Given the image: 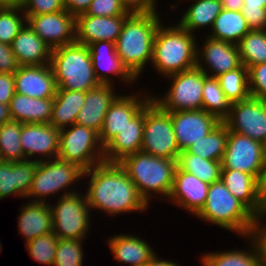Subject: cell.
<instances>
[{"instance_id":"cell-8","label":"cell","mask_w":266,"mask_h":266,"mask_svg":"<svg viewBox=\"0 0 266 266\" xmlns=\"http://www.w3.org/2000/svg\"><path fill=\"white\" fill-rule=\"evenodd\" d=\"M50 199L53 233L57 238L86 240L91 227L92 213L85 193L78 191L77 193L58 197L55 204H52Z\"/></svg>"},{"instance_id":"cell-4","label":"cell","mask_w":266,"mask_h":266,"mask_svg":"<svg viewBox=\"0 0 266 266\" xmlns=\"http://www.w3.org/2000/svg\"><path fill=\"white\" fill-rule=\"evenodd\" d=\"M118 163L149 206L153 198L160 199L161 197L163 201L168 199L177 168V160L160 158L138 151L126 156Z\"/></svg>"},{"instance_id":"cell-50","label":"cell","mask_w":266,"mask_h":266,"mask_svg":"<svg viewBox=\"0 0 266 266\" xmlns=\"http://www.w3.org/2000/svg\"><path fill=\"white\" fill-rule=\"evenodd\" d=\"M19 67L11 46L0 42V73L14 74Z\"/></svg>"},{"instance_id":"cell-30","label":"cell","mask_w":266,"mask_h":266,"mask_svg":"<svg viewBox=\"0 0 266 266\" xmlns=\"http://www.w3.org/2000/svg\"><path fill=\"white\" fill-rule=\"evenodd\" d=\"M192 2L190 6H187L188 8L185 10V12L183 11V14L179 18L180 20L177 22V24L195 35L198 30H203V28L204 30L209 29L210 31L213 27L216 17L223 9L221 1L192 0Z\"/></svg>"},{"instance_id":"cell-10","label":"cell","mask_w":266,"mask_h":266,"mask_svg":"<svg viewBox=\"0 0 266 266\" xmlns=\"http://www.w3.org/2000/svg\"><path fill=\"white\" fill-rule=\"evenodd\" d=\"M57 158L73 162L85 171L105 162L104 146L100 142L99 133L76 123L61 129Z\"/></svg>"},{"instance_id":"cell-20","label":"cell","mask_w":266,"mask_h":266,"mask_svg":"<svg viewBox=\"0 0 266 266\" xmlns=\"http://www.w3.org/2000/svg\"><path fill=\"white\" fill-rule=\"evenodd\" d=\"M209 186L210 184L177 167L167 200L195 217L206 203Z\"/></svg>"},{"instance_id":"cell-22","label":"cell","mask_w":266,"mask_h":266,"mask_svg":"<svg viewBox=\"0 0 266 266\" xmlns=\"http://www.w3.org/2000/svg\"><path fill=\"white\" fill-rule=\"evenodd\" d=\"M15 93L33 98H54L57 91L50 64L20 66L14 73Z\"/></svg>"},{"instance_id":"cell-47","label":"cell","mask_w":266,"mask_h":266,"mask_svg":"<svg viewBox=\"0 0 266 266\" xmlns=\"http://www.w3.org/2000/svg\"><path fill=\"white\" fill-rule=\"evenodd\" d=\"M25 16H37L64 10L63 0H24L22 6Z\"/></svg>"},{"instance_id":"cell-36","label":"cell","mask_w":266,"mask_h":266,"mask_svg":"<svg viewBox=\"0 0 266 266\" xmlns=\"http://www.w3.org/2000/svg\"><path fill=\"white\" fill-rule=\"evenodd\" d=\"M177 167L182 171L193 174L208 184L220 180L222 168L220 161L204 159L189 153L187 150L180 152L177 159Z\"/></svg>"},{"instance_id":"cell-12","label":"cell","mask_w":266,"mask_h":266,"mask_svg":"<svg viewBox=\"0 0 266 266\" xmlns=\"http://www.w3.org/2000/svg\"><path fill=\"white\" fill-rule=\"evenodd\" d=\"M221 169H235L254 175L266 166V146L245 135L228 130L227 147Z\"/></svg>"},{"instance_id":"cell-43","label":"cell","mask_w":266,"mask_h":266,"mask_svg":"<svg viewBox=\"0 0 266 266\" xmlns=\"http://www.w3.org/2000/svg\"><path fill=\"white\" fill-rule=\"evenodd\" d=\"M84 240L58 239L53 266H83Z\"/></svg>"},{"instance_id":"cell-39","label":"cell","mask_w":266,"mask_h":266,"mask_svg":"<svg viewBox=\"0 0 266 266\" xmlns=\"http://www.w3.org/2000/svg\"><path fill=\"white\" fill-rule=\"evenodd\" d=\"M216 78L231 104L250 97L248 69L243 64L237 69L220 74Z\"/></svg>"},{"instance_id":"cell-17","label":"cell","mask_w":266,"mask_h":266,"mask_svg":"<svg viewBox=\"0 0 266 266\" xmlns=\"http://www.w3.org/2000/svg\"><path fill=\"white\" fill-rule=\"evenodd\" d=\"M87 46L90 51L96 78L100 84L114 85L115 80L128 86L130 83H137L136 80L138 81V79L128 70L118 56L115 43L99 41L88 44Z\"/></svg>"},{"instance_id":"cell-37","label":"cell","mask_w":266,"mask_h":266,"mask_svg":"<svg viewBox=\"0 0 266 266\" xmlns=\"http://www.w3.org/2000/svg\"><path fill=\"white\" fill-rule=\"evenodd\" d=\"M231 102L225 96L216 77L208 76L202 90V109L223 122L229 115Z\"/></svg>"},{"instance_id":"cell-33","label":"cell","mask_w":266,"mask_h":266,"mask_svg":"<svg viewBox=\"0 0 266 266\" xmlns=\"http://www.w3.org/2000/svg\"><path fill=\"white\" fill-rule=\"evenodd\" d=\"M86 92L57 90L50 124L56 129H64L75 124L80 109L84 105Z\"/></svg>"},{"instance_id":"cell-28","label":"cell","mask_w":266,"mask_h":266,"mask_svg":"<svg viewBox=\"0 0 266 266\" xmlns=\"http://www.w3.org/2000/svg\"><path fill=\"white\" fill-rule=\"evenodd\" d=\"M17 217L19 234L25 243L38 236L53 232V220L49 203L28 201L21 205Z\"/></svg>"},{"instance_id":"cell-35","label":"cell","mask_w":266,"mask_h":266,"mask_svg":"<svg viewBox=\"0 0 266 266\" xmlns=\"http://www.w3.org/2000/svg\"><path fill=\"white\" fill-rule=\"evenodd\" d=\"M228 128L220 122L213 130L199 141L194 142L187 151L204 159L222 161L227 147Z\"/></svg>"},{"instance_id":"cell-34","label":"cell","mask_w":266,"mask_h":266,"mask_svg":"<svg viewBox=\"0 0 266 266\" xmlns=\"http://www.w3.org/2000/svg\"><path fill=\"white\" fill-rule=\"evenodd\" d=\"M211 32L204 36L238 44L250 31L245 17L240 11L222 9L216 17Z\"/></svg>"},{"instance_id":"cell-41","label":"cell","mask_w":266,"mask_h":266,"mask_svg":"<svg viewBox=\"0 0 266 266\" xmlns=\"http://www.w3.org/2000/svg\"><path fill=\"white\" fill-rule=\"evenodd\" d=\"M58 238L50 232L25 243L26 251L34 261L53 266Z\"/></svg>"},{"instance_id":"cell-53","label":"cell","mask_w":266,"mask_h":266,"mask_svg":"<svg viewBox=\"0 0 266 266\" xmlns=\"http://www.w3.org/2000/svg\"><path fill=\"white\" fill-rule=\"evenodd\" d=\"M91 2L92 0H63L64 9L75 17L85 14Z\"/></svg>"},{"instance_id":"cell-46","label":"cell","mask_w":266,"mask_h":266,"mask_svg":"<svg viewBox=\"0 0 266 266\" xmlns=\"http://www.w3.org/2000/svg\"><path fill=\"white\" fill-rule=\"evenodd\" d=\"M85 15L91 16H130L123 7L121 0H92Z\"/></svg>"},{"instance_id":"cell-7","label":"cell","mask_w":266,"mask_h":266,"mask_svg":"<svg viewBox=\"0 0 266 266\" xmlns=\"http://www.w3.org/2000/svg\"><path fill=\"white\" fill-rule=\"evenodd\" d=\"M84 172L79 165L59 158L39 161L26 198L29 201L49 203L46 197H57L55 195L59 193V197L77 193L76 188L68 189L76 182L81 183Z\"/></svg>"},{"instance_id":"cell-26","label":"cell","mask_w":266,"mask_h":266,"mask_svg":"<svg viewBox=\"0 0 266 266\" xmlns=\"http://www.w3.org/2000/svg\"><path fill=\"white\" fill-rule=\"evenodd\" d=\"M10 46L20 66L50 64L52 48L27 23L19 30Z\"/></svg>"},{"instance_id":"cell-16","label":"cell","mask_w":266,"mask_h":266,"mask_svg":"<svg viewBox=\"0 0 266 266\" xmlns=\"http://www.w3.org/2000/svg\"><path fill=\"white\" fill-rule=\"evenodd\" d=\"M142 91L144 90L132 92L129 95L120 94L111 104L99 132V139L103 146L113 139L128 124V121L152 99L151 92Z\"/></svg>"},{"instance_id":"cell-5","label":"cell","mask_w":266,"mask_h":266,"mask_svg":"<svg viewBox=\"0 0 266 266\" xmlns=\"http://www.w3.org/2000/svg\"><path fill=\"white\" fill-rule=\"evenodd\" d=\"M195 217L245 238L250 236L256 216L232 195L220 179L210 184L206 203Z\"/></svg>"},{"instance_id":"cell-42","label":"cell","mask_w":266,"mask_h":266,"mask_svg":"<svg viewBox=\"0 0 266 266\" xmlns=\"http://www.w3.org/2000/svg\"><path fill=\"white\" fill-rule=\"evenodd\" d=\"M25 23L26 16L22 7L0 8V42L11 45Z\"/></svg>"},{"instance_id":"cell-48","label":"cell","mask_w":266,"mask_h":266,"mask_svg":"<svg viewBox=\"0 0 266 266\" xmlns=\"http://www.w3.org/2000/svg\"><path fill=\"white\" fill-rule=\"evenodd\" d=\"M266 214L255 217L250 237L256 243L262 262L266 266ZM265 223V224H264Z\"/></svg>"},{"instance_id":"cell-11","label":"cell","mask_w":266,"mask_h":266,"mask_svg":"<svg viewBox=\"0 0 266 266\" xmlns=\"http://www.w3.org/2000/svg\"><path fill=\"white\" fill-rule=\"evenodd\" d=\"M207 77L197 67L169 75L165 77V80L171 82L166 94H152V100L165 111L201 110L202 90Z\"/></svg>"},{"instance_id":"cell-29","label":"cell","mask_w":266,"mask_h":266,"mask_svg":"<svg viewBox=\"0 0 266 266\" xmlns=\"http://www.w3.org/2000/svg\"><path fill=\"white\" fill-rule=\"evenodd\" d=\"M54 98L39 99L15 93L9 103L11 120L24 123H50Z\"/></svg>"},{"instance_id":"cell-13","label":"cell","mask_w":266,"mask_h":266,"mask_svg":"<svg viewBox=\"0 0 266 266\" xmlns=\"http://www.w3.org/2000/svg\"><path fill=\"white\" fill-rule=\"evenodd\" d=\"M223 122L229 131L250 137L266 146V102L250 96L233 103Z\"/></svg>"},{"instance_id":"cell-51","label":"cell","mask_w":266,"mask_h":266,"mask_svg":"<svg viewBox=\"0 0 266 266\" xmlns=\"http://www.w3.org/2000/svg\"><path fill=\"white\" fill-rule=\"evenodd\" d=\"M15 94V80L12 73H0V103L9 105Z\"/></svg>"},{"instance_id":"cell-3","label":"cell","mask_w":266,"mask_h":266,"mask_svg":"<svg viewBox=\"0 0 266 266\" xmlns=\"http://www.w3.org/2000/svg\"><path fill=\"white\" fill-rule=\"evenodd\" d=\"M161 18L160 13L131 14L115 43L118 56L138 80L146 64L151 65L154 37L163 21Z\"/></svg>"},{"instance_id":"cell-21","label":"cell","mask_w":266,"mask_h":266,"mask_svg":"<svg viewBox=\"0 0 266 266\" xmlns=\"http://www.w3.org/2000/svg\"><path fill=\"white\" fill-rule=\"evenodd\" d=\"M129 16H91L81 14L76 17V40L82 45L99 41L116 43L123 24Z\"/></svg>"},{"instance_id":"cell-27","label":"cell","mask_w":266,"mask_h":266,"mask_svg":"<svg viewBox=\"0 0 266 266\" xmlns=\"http://www.w3.org/2000/svg\"><path fill=\"white\" fill-rule=\"evenodd\" d=\"M139 235L119 233L107 237L113 260L129 266H144L154 255L155 251L147 240Z\"/></svg>"},{"instance_id":"cell-54","label":"cell","mask_w":266,"mask_h":266,"mask_svg":"<svg viewBox=\"0 0 266 266\" xmlns=\"http://www.w3.org/2000/svg\"><path fill=\"white\" fill-rule=\"evenodd\" d=\"M144 266H181L172 260H164L160 258L156 253Z\"/></svg>"},{"instance_id":"cell-31","label":"cell","mask_w":266,"mask_h":266,"mask_svg":"<svg viewBox=\"0 0 266 266\" xmlns=\"http://www.w3.org/2000/svg\"><path fill=\"white\" fill-rule=\"evenodd\" d=\"M220 179L227 189L255 216H258L257 178L235 169H221Z\"/></svg>"},{"instance_id":"cell-55","label":"cell","mask_w":266,"mask_h":266,"mask_svg":"<svg viewBox=\"0 0 266 266\" xmlns=\"http://www.w3.org/2000/svg\"><path fill=\"white\" fill-rule=\"evenodd\" d=\"M223 9L240 11L244 5V0H220Z\"/></svg>"},{"instance_id":"cell-2","label":"cell","mask_w":266,"mask_h":266,"mask_svg":"<svg viewBox=\"0 0 266 266\" xmlns=\"http://www.w3.org/2000/svg\"><path fill=\"white\" fill-rule=\"evenodd\" d=\"M168 25L158 26L151 59L152 68L163 78L196 67L197 36L177 23Z\"/></svg>"},{"instance_id":"cell-18","label":"cell","mask_w":266,"mask_h":266,"mask_svg":"<svg viewBox=\"0 0 266 266\" xmlns=\"http://www.w3.org/2000/svg\"><path fill=\"white\" fill-rule=\"evenodd\" d=\"M20 141L25 159L37 161L54 159L59 153L60 130L50 123H24Z\"/></svg>"},{"instance_id":"cell-32","label":"cell","mask_w":266,"mask_h":266,"mask_svg":"<svg viewBox=\"0 0 266 266\" xmlns=\"http://www.w3.org/2000/svg\"><path fill=\"white\" fill-rule=\"evenodd\" d=\"M248 249H231L203 253L200 258L202 266H262L259 249L250 236ZM247 250V251H246Z\"/></svg>"},{"instance_id":"cell-25","label":"cell","mask_w":266,"mask_h":266,"mask_svg":"<svg viewBox=\"0 0 266 266\" xmlns=\"http://www.w3.org/2000/svg\"><path fill=\"white\" fill-rule=\"evenodd\" d=\"M143 127L144 107L104 146L105 162L118 163L126 156L140 151Z\"/></svg>"},{"instance_id":"cell-24","label":"cell","mask_w":266,"mask_h":266,"mask_svg":"<svg viewBox=\"0 0 266 266\" xmlns=\"http://www.w3.org/2000/svg\"><path fill=\"white\" fill-rule=\"evenodd\" d=\"M115 85L100 84L86 92L84 105L80 109L75 123L100 132L105 115L120 95L116 94Z\"/></svg>"},{"instance_id":"cell-23","label":"cell","mask_w":266,"mask_h":266,"mask_svg":"<svg viewBox=\"0 0 266 266\" xmlns=\"http://www.w3.org/2000/svg\"><path fill=\"white\" fill-rule=\"evenodd\" d=\"M38 162L30 159L0 161V200L12 195L26 198Z\"/></svg>"},{"instance_id":"cell-14","label":"cell","mask_w":266,"mask_h":266,"mask_svg":"<svg viewBox=\"0 0 266 266\" xmlns=\"http://www.w3.org/2000/svg\"><path fill=\"white\" fill-rule=\"evenodd\" d=\"M203 39L201 45L197 41L196 67L205 74L217 77L242 65L237 44L209 36Z\"/></svg>"},{"instance_id":"cell-49","label":"cell","mask_w":266,"mask_h":266,"mask_svg":"<svg viewBox=\"0 0 266 266\" xmlns=\"http://www.w3.org/2000/svg\"><path fill=\"white\" fill-rule=\"evenodd\" d=\"M121 3L131 14L158 13L157 0H121Z\"/></svg>"},{"instance_id":"cell-38","label":"cell","mask_w":266,"mask_h":266,"mask_svg":"<svg viewBox=\"0 0 266 266\" xmlns=\"http://www.w3.org/2000/svg\"><path fill=\"white\" fill-rule=\"evenodd\" d=\"M237 45L241 63L247 69L266 63V30H250Z\"/></svg>"},{"instance_id":"cell-45","label":"cell","mask_w":266,"mask_h":266,"mask_svg":"<svg viewBox=\"0 0 266 266\" xmlns=\"http://www.w3.org/2000/svg\"><path fill=\"white\" fill-rule=\"evenodd\" d=\"M250 96L266 102V63L248 68Z\"/></svg>"},{"instance_id":"cell-44","label":"cell","mask_w":266,"mask_h":266,"mask_svg":"<svg viewBox=\"0 0 266 266\" xmlns=\"http://www.w3.org/2000/svg\"><path fill=\"white\" fill-rule=\"evenodd\" d=\"M265 7L266 0H244L240 12L250 30H266Z\"/></svg>"},{"instance_id":"cell-19","label":"cell","mask_w":266,"mask_h":266,"mask_svg":"<svg viewBox=\"0 0 266 266\" xmlns=\"http://www.w3.org/2000/svg\"><path fill=\"white\" fill-rule=\"evenodd\" d=\"M171 115L175 138L180 152L199 141L221 121L201 110L168 111Z\"/></svg>"},{"instance_id":"cell-1","label":"cell","mask_w":266,"mask_h":266,"mask_svg":"<svg viewBox=\"0 0 266 266\" xmlns=\"http://www.w3.org/2000/svg\"><path fill=\"white\" fill-rule=\"evenodd\" d=\"M89 179L85 195L92 210L113 217L146 212L149 205L119 163L103 162L84 172ZM88 177V178H87Z\"/></svg>"},{"instance_id":"cell-40","label":"cell","mask_w":266,"mask_h":266,"mask_svg":"<svg viewBox=\"0 0 266 266\" xmlns=\"http://www.w3.org/2000/svg\"><path fill=\"white\" fill-rule=\"evenodd\" d=\"M22 123L18 121H8L0 126V161L24 160L20 141Z\"/></svg>"},{"instance_id":"cell-58","label":"cell","mask_w":266,"mask_h":266,"mask_svg":"<svg viewBox=\"0 0 266 266\" xmlns=\"http://www.w3.org/2000/svg\"><path fill=\"white\" fill-rule=\"evenodd\" d=\"M1 250H2V244H1V242H0V253H1Z\"/></svg>"},{"instance_id":"cell-15","label":"cell","mask_w":266,"mask_h":266,"mask_svg":"<svg viewBox=\"0 0 266 266\" xmlns=\"http://www.w3.org/2000/svg\"><path fill=\"white\" fill-rule=\"evenodd\" d=\"M26 23L52 49L75 43L76 17L67 10L26 16Z\"/></svg>"},{"instance_id":"cell-52","label":"cell","mask_w":266,"mask_h":266,"mask_svg":"<svg viewBox=\"0 0 266 266\" xmlns=\"http://www.w3.org/2000/svg\"><path fill=\"white\" fill-rule=\"evenodd\" d=\"M258 216L266 214V166L257 178Z\"/></svg>"},{"instance_id":"cell-57","label":"cell","mask_w":266,"mask_h":266,"mask_svg":"<svg viewBox=\"0 0 266 266\" xmlns=\"http://www.w3.org/2000/svg\"><path fill=\"white\" fill-rule=\"evenodd\" d=\"M24 0H0V7H22Z\"/></svg>"},{"instance_id":"cell-56","label":"cell","mask_w":266,"mask_h":266,"mask_svg":"<svg viewBox=\"0 0 266 266\" xmlns=\"http://www.w3.org/2000/svg\"><path fill=\"white\" fill-rule=\"evenodd\" d=\"M8 121H11L9 105L0 103V126Z\"/></svg>"},{"instance_id":"cell-9","label":"cell","mask_w":266,"mask_h":266,"mask_svg":"<svg viewBox=\"0 0 266 266\" xmlns=\"http://www.w3.org/2000/svg\"><path fill=\"white\" fill-rule=\"evenodd\" d=\"M140 151L172 160H177L180 154L170 113L152 99L144 106L143 140Z\"/></svg>"},{"instance_id":"cell-6","label":"cell","mask_w":266,"mask_h":266,"mask_svg":"<svg viewBox=\"0 0 266 266\" xmlns=\"http://www.w3.org/2000/svg\"><path fill=\"white\" fill-rule=\"evenodd\" d=\"M50 66L57 90L87 92L100 85L87 45L75 42L52 49Z\"/></svg>"}]
</instances>
